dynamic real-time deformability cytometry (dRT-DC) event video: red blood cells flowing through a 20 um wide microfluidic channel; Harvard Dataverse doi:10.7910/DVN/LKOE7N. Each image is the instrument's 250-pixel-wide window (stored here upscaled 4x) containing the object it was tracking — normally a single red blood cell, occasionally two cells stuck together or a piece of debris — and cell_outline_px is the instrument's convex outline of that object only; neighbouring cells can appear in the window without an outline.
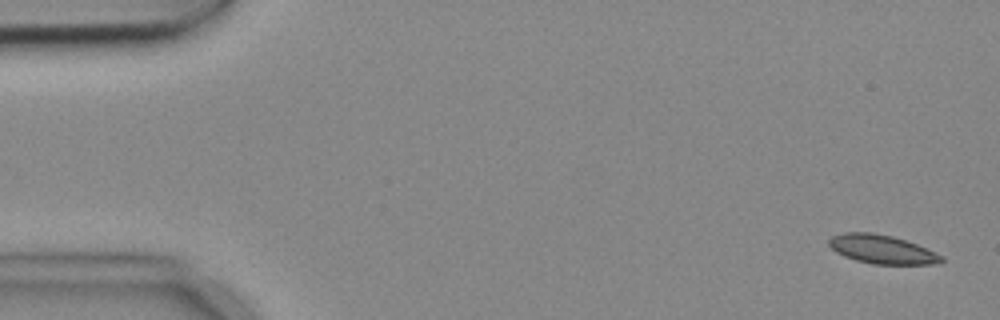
{"species": "common noctule bat (a hibernating species)", "species_latin": "Nyctalus noctula", "temperature_condition": "cold", "stored_images_in_passage": 8, "camera_frame_rate_fps": 3000, "um_per_image_px": 0.085, "animal": {"sex": "female", "body_mass_g": 18.4}, "frame": {"image": 1, "passage_image": 1, "time_ms": 0.0, "image_size_px": [1000, 320], "cell_outline_px": [[944, 260], [940, 264], [872, 264], [856, 260], [844, 256], [836, 252], [828, 244], [828, 240], [832, 236], [844, 232], [872, 232], [892, 236], [916, 244], [944, 256]], "centroid_in_image_um": [74.96, 21.19], "position_along_channel_um": 10.0, "area_um2": 18.84}}
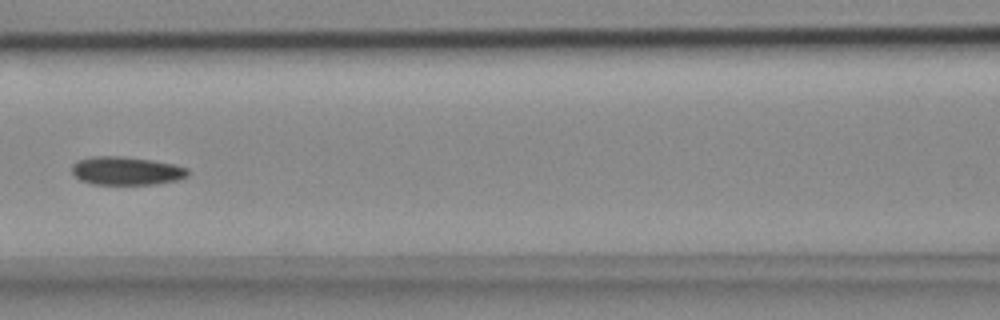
{"frame": {"image": 2, "passage_image": 7, "time_ms": 2.0, "image_size_px": [1000, 320], "cell_outline_px": [[188, 176], [180, 180], [156, 184], [92, 184], [80, 180], [72, 172], [72, 164], [76, 160], [92, 156], [124, 156], [152, 160], [176, 164], [188, 168]], "centroid_in_image_um": [10.76, 14.51], "position_along_channel_um": 155.8, "area_um2": 19.42}}
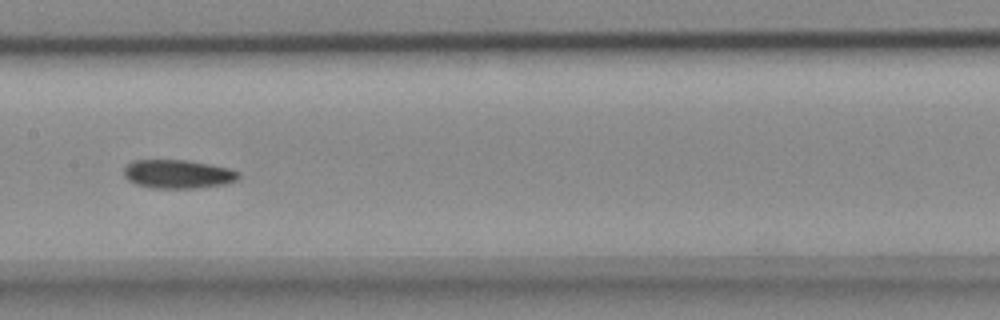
{"frame": {"image": 3, "passage_image": 8, "time_ms": 2.333, "image_size_px": [1000, 320], "cell_outline_px": [[240, 176], [236, 180], [228, 184], [196, 188], [152, 188], [136, 184], [128, 180], [124, 176], [124, 168], [132, 160], [188, 160], [228, 168], [240, 172]], "centroid_in_image_um": [15.13, 14.8], "position_along_channel_um": 192.3, "area_um2": 19.25}}